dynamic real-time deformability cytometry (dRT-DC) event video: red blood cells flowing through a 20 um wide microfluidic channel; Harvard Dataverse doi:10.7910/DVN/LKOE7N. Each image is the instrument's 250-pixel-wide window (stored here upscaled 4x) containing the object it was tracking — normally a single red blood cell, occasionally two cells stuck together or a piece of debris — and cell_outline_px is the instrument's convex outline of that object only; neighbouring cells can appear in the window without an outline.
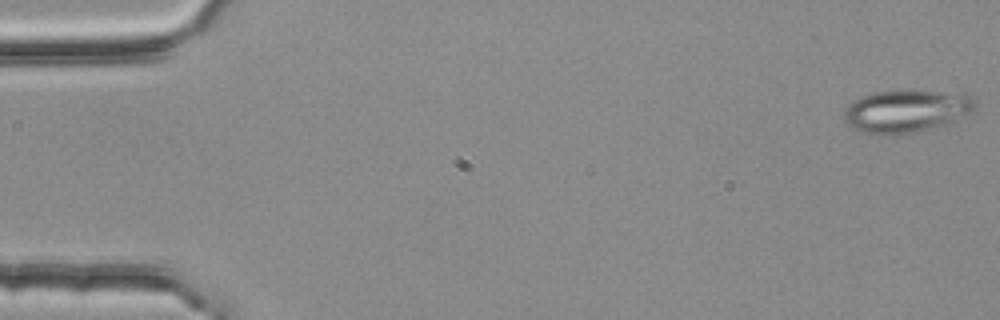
{"species": "common noctule bat (a hibernating species)", "species_latin": "Nyctalus noctula", "temperature_condition": "room temperature", "stored_images_in_passage": 5, "camera_frame_rate_fps": 3000, "um_per_image_px": 0.085, "animal": {"sex": "female", "body_mass_g": 25.1}, "frame": {"image": 1, "passage_image": 1, "time_ms": 0.0, "image_size_px": [1000, 320], "cell_outline_px": [[976, 108], [972, 112], [944, 124], [904, 136], [880, 136], [860, 132], [848, 124], [844, 120], [844, 112], [848, 104], [852, 100], [860, 96], [872, 92], [900, 88], [912, 88], [976, 96]], "centroid_in_image_um": [77.0, 9.42], "position_along_channel_um": 8.0, "area_um2": 33.93}}